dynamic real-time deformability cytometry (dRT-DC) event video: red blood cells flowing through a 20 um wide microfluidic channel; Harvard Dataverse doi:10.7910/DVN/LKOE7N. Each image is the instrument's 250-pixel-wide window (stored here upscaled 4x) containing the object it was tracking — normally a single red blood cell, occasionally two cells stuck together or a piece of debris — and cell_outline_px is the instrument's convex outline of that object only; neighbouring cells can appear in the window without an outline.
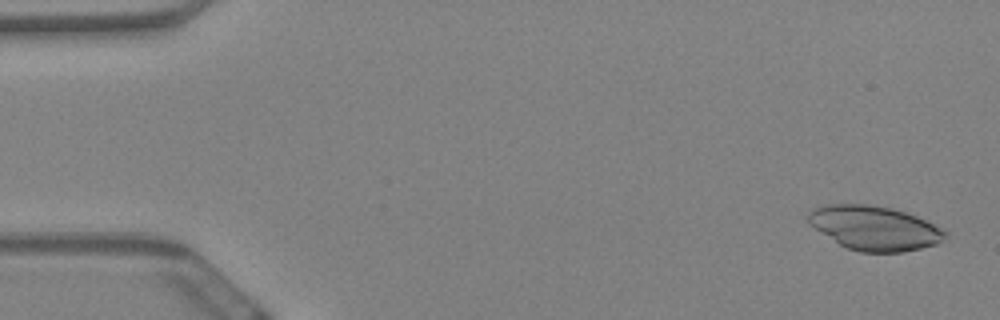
{"species": "Egyptian fruit bat (a non-hibernating species)", "species_latin": "Rousettus aegyptiacus", "temperature_condition": "warm", "stored_images_in_passage": 26, "camera_frame_rate_fps": 3000, "um_per_image_px": 0.085, "animal": {"sex": "female"}, "frame": {"image": 1, "passage_image": 2, "time_ms": 0.333, "image_size_px": [1000, 320], "cell_outline_px": [[948, 236], [936, 244], [904, 252], [860, 252], [848, 248], [840, 244], [808, 224], [808, 212], [816, 208], [828, 204], [868, 204], [892, 208], [916, 216], [944, 228], [948, 232]], "centroid_in_image_um": [74.36, 19.38], "position_along_channel_um": 10.6, "area_um2": 35.26}}